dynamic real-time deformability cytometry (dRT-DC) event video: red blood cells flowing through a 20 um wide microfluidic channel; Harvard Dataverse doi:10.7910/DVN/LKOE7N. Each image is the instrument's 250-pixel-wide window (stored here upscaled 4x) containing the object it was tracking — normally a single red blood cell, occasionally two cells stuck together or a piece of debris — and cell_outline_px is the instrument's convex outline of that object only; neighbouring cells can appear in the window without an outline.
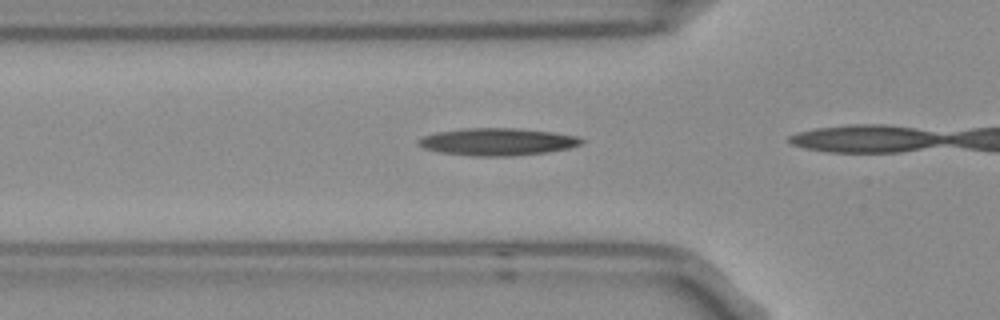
{"species": "Egyptian fruit bat (a non-hibernating species)", "species_latin": "Rousettus aegyptiacus", "temperature_condition": "room temperature", "stored_images_in_passage": 6, "camera_frame_rate_fps": 3000, "um_per_image_px": 0.085, "frame": {"image": 1, "passage_image": 4, "time_ms": 1.0, "image_size_px": [1000, 320], "cell_outline_px": [[584, 140], [580, 144], [568, 148], [548, 152], [512, 156], [472, 156], [440, 152], [424, 148], [420, 144], [420, 140], [424, 136], [436, 132], [468, 128], [520, 128], [552, 132], [576, 136]], "centroid_in_image_um": [42.31, 12.05], "position_along_channel_um": 83.5, "area_um2": 25.72}}